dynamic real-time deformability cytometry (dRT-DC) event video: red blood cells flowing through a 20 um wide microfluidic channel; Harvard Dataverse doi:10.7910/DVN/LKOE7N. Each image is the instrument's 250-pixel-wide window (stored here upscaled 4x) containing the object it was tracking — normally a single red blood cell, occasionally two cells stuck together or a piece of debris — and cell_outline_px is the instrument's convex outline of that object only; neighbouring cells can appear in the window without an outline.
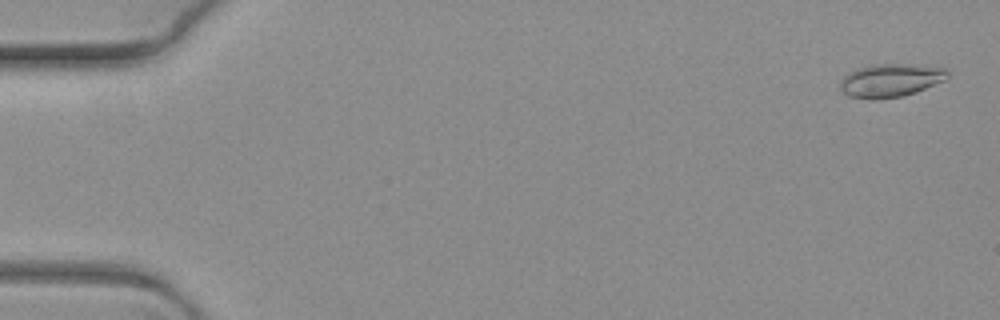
{"species": "common noctule bat (a hibernating species)", "species_latin": "Nyctalus noctula", "temperature_condition": "warm", "stored_images_in_passage": 7, "camera_frame_rate_fps": 3000, "um_per_image_px": 0.085, "animal": {"sex": "female", "body_mass_g": 19.3, "forearm_length_mm": 54.1}, "frame": {"image": 1, "passage_image": 1, "time_ms": 0.0, "image_size_px": [1000, 320], "cell_outline_px": [[948, 76], [944, 80], [916, 92], [900, 96], [872, 100], [848, 96], [840, 88], [840, 80], [848, 72], [872, 64], [940, 64], [948, 68]], "centroid_in_image_um": [75.76, 6.8], "position_along_channel_um": 9.2, "area_um2": 21.21}}
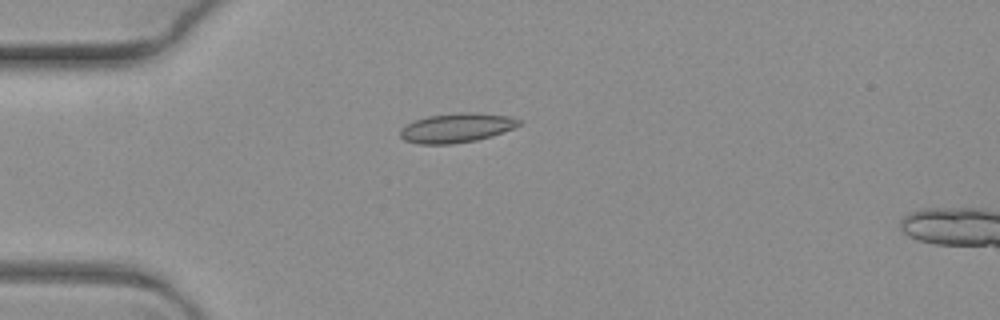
{"frame": {"image": 2, "passage_image": 5, "time_ms": 1.333, "image_size_px": [1000, 320], "cell_outline_px": [[520, 124], [512, 128], [492, 136], [476, 140], [452, 144], [420, 144], [404, 140], [400, 136], [400, 128], [416, 120], [428, 116], [460, 112], [476, 112], [512, 116], [520, 120]], "centroid_in_image_um": [38.81, 10.86], "position_along_channel_um": 46.2, "area_um2": 20.29}}
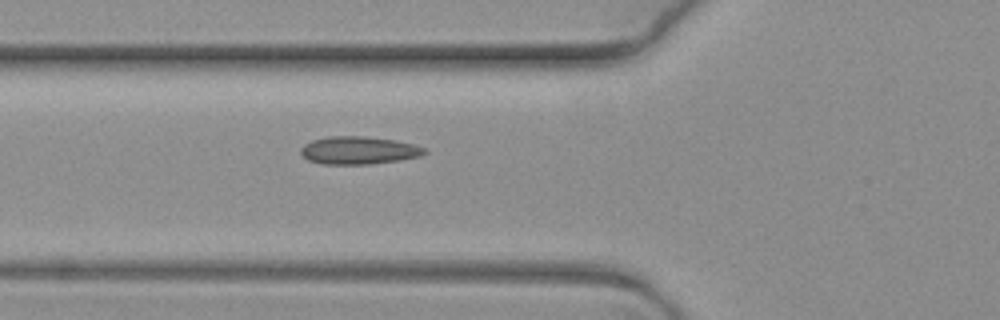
{"frame": {"image": 3, "passage_image": 7, "time_ms": 2.0, "image_size_px": [1000, 320], "cell_outline_px": [[428, 152], [420, 156], [400, 160], [368, 164], [324, 164], [308, 160], [300, 152], [300, 148], [304, 144], [312, 140], [328, 136], [364, 136], [396, 140], [412, 144], [424, 148]], "centroid_in_image_um": [30.47, 12.77], "position_along_channel_um": 95.3, "area_um2": 20.0}}